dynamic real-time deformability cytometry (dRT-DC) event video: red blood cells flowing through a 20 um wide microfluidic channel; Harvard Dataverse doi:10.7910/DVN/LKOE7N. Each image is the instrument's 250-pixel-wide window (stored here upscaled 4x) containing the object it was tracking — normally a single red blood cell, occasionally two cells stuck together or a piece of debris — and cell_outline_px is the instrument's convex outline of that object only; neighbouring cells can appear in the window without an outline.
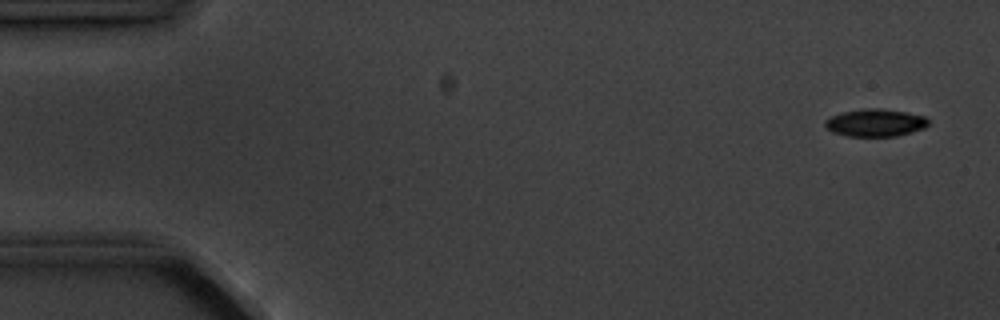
{"species": "common noctule bat (a hibernating species)", "species_latin": "Nyctalus noctula", "temperature_condition": "cold", "stored_images_in_passage": 5, "camera_frame_rate_fps": 3000, "um_per_image_px": 0.085, "animal": {"sex": "male", "body_mass_g": 20.1, "forearm_length_mm": 53.5}, "frame": {"image": 1, "passage_image": 1, "time_ms": 0.0, "image_size_px": [1000, 320], "cell_outline_px": [[928, 124], [924, 128], [912, 132], [896, 136], [848, 136], [832, 132], [824, 124], [824, 120], [832, 116], [844, 112], [860, 108], [880, 108], [908, 112], [924, 116], [928, 120]], "centroid_in_image_um": [74.41, 10.42], "position_along_channel_um": 10.6, "area_um2": 16.59}}
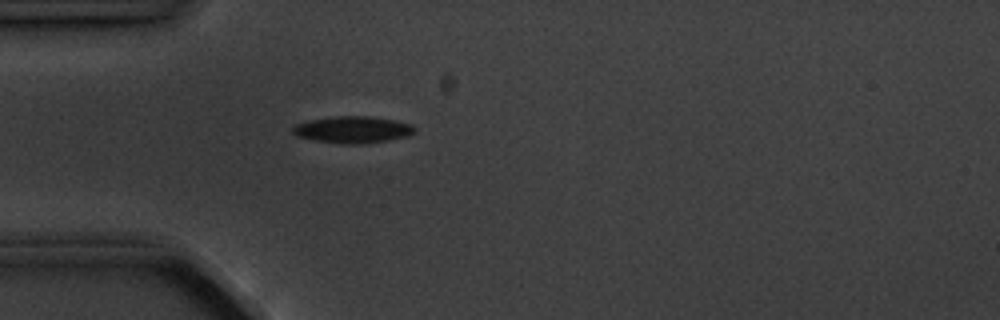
{"frame": {"image": 2, "passage_image": 5, "time_ms": 4.333, "image_size_px": [1000, 320], "cell_outline_px": [[416, 128], [408, 136], [388, 140], [352, 144], [344, 144], [316, 140], [296, 136], [292, 132], [292, 128], [296, 124], [312, 120], [332, 116], [368, 116], [392, 120], [412, 124]], "centroid_in_image_um": [29.97, 11.01], "position_along_channel_um": 55.0, "area_um2": 18.67}}